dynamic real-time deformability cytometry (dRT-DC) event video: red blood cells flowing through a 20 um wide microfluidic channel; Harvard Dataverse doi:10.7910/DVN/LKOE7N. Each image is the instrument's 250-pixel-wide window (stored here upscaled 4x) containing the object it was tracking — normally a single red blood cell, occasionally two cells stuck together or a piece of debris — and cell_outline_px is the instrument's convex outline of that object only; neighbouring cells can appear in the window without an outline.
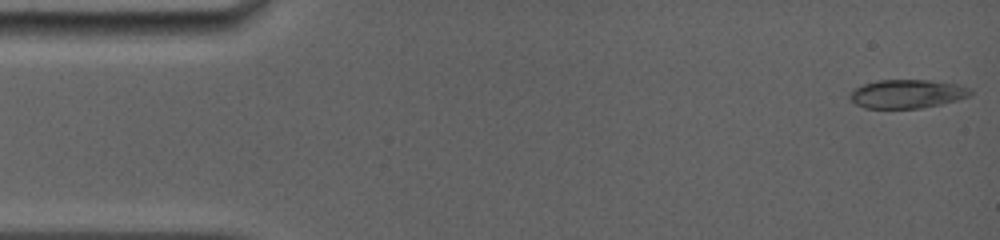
{"species": "common noctule bat (a hibernating species)", "species_latin": "Nyctalus noctula", "temperature_condition": "room temperature", "stored_images_in_passage": 57, "camera_frame_rate_fps": 5000, "um_per_image_px": 0.085, "animal": {"sex": "female", "body_mass_g": 19.0, "forearm_length_mm": 56.7}, "frame": {"image": 1, "passage_image": 1, "time_ms": 0.0, "image_size_px": [1000, 240], "cell_outline_px": [[972, 96], [940, 104], [920, 108], [864, 108], [856, 104], [848, 96], [856, 88], [864, 84], [880, 80], [928, 80], [956, 84], [968, 88], [972, 92]], "centroid_in_image_um": [77.11, 7.98], "position_along_channel_um": 7.9, "area_um2": 19.88}}
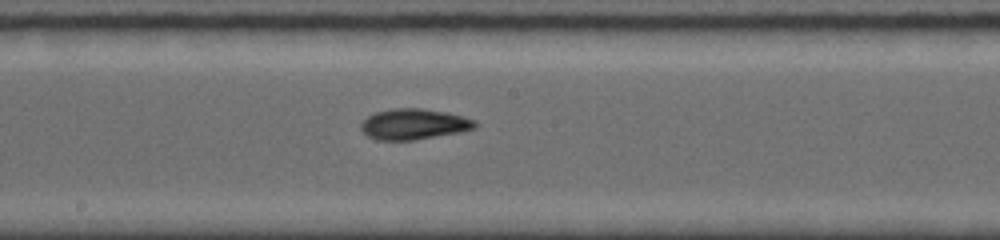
{"frame": {"image": 2, "passage_image": 25, "time_ms": 8.2, "image_size_px": [1000, 240], "cell_outline_px": [[480, 124], [476, 128], [460, 132], [416, 140], [376, 140], [368, 136], [360, 128], [360, 124], [368, 116], [376, 112], [392, 108], [420, 108], [448, 112], [464, 116]], "centroid_in_image_um": [35.2, 10.55], "position_along_channel_um": 213.0, "area_um2": 20.58}}
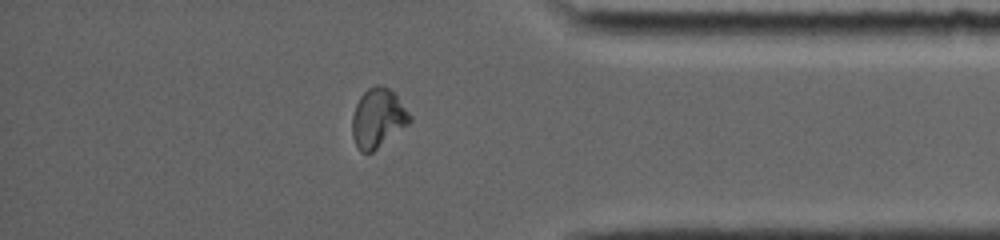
{"frame": {"image": 3, "passage_image": 48, "time_ms": 13.2, "image_size_px": [1000, 240], "cell_outline_px": [[412, 120], [408, 124], [372, 152], [360, 152], [352, 136], [352, 116], [356, 104], [360, 96], [368, 88], [376, 84], [380, 84], [388, 88], [396, 96], [412, 116]], "centroid_in_image_um": [32.1, 10.03], "position_along_channel_um": 403.1, "area_um2": 19.59}, "authors_computed_cell_mechanics": {"area_um2": 19.7098, "velocity_mm_per_s": 3.9643, "shape_relaxation_time_tau1_ms": null, "shape_relaxation_time_tau2_ms": 2.465, "deformation_change_tau1": null, "deformation_change_tau2": 0.065}}